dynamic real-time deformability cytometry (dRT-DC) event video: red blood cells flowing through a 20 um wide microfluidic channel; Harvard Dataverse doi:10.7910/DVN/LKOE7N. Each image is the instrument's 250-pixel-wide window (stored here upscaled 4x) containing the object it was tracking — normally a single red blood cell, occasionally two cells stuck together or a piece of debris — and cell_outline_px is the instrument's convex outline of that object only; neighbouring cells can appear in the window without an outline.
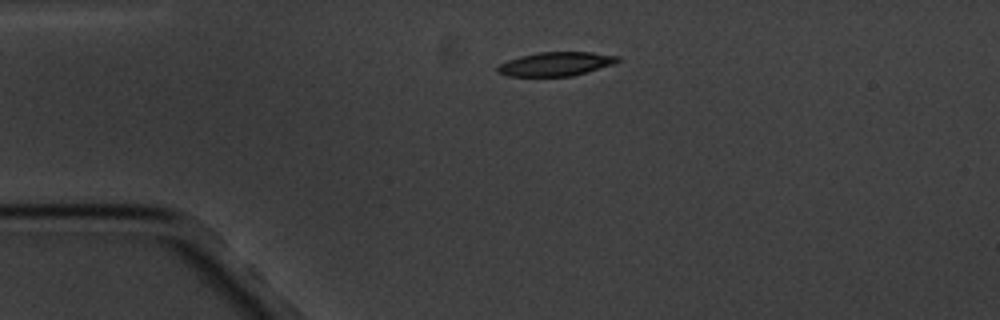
{"species": "common noctule bat (a hibernating species)", "species_latin": "Nyctalus noctula", "temperature_condition": "cold", "stored_images_in_passage": 2, "camera_frame_rate_fps": 3000, "um_per_image_px": 0.085, "animal": {"sex": "male", "body_mass_g": 20.1, "forearm_length_mm": 53.5}, "frame": {"image": 1, "passage_image": 1, "time_ms": 0.0, "image_size_px": [1000, 320], "cell_outline_px": [[620, 60], [612, 64], [572, 76], [508, 76], [496, 72], [496, 68], [500, 64], [508, 60], [520, 56], [540, 52], [592, 52], [620, 56]], "centroid_in_image_um": [47.22, 5.43], "position_along_channel_um": 37.8, "area_um2": 16.59}}